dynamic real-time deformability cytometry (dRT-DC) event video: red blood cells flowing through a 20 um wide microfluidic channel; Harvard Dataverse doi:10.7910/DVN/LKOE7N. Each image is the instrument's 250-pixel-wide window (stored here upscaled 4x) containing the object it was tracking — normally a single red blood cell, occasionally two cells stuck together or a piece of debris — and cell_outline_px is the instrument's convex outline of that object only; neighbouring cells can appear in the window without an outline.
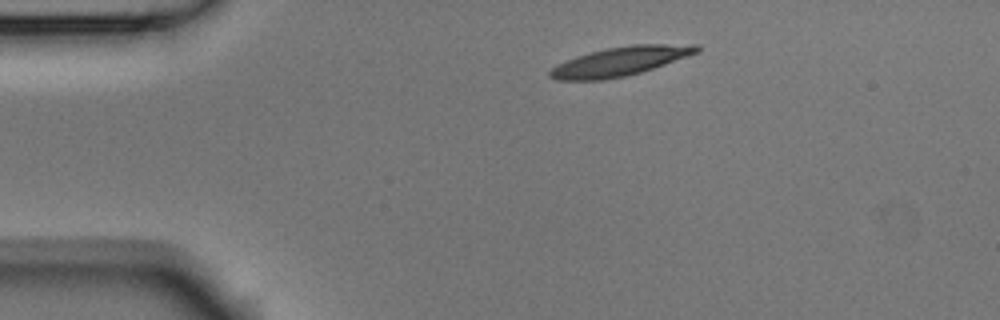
{"species": "Egyptian fruit bat (a non-hibernating species)", "species_latin": "Rousettus aegyptiacus", "temperature_condition": "room temperature", "stored_images_in_passage": 2, "camera_frame_rate_fps": 3000, "um_per_image_px": 0.085, "animal": {"sex": "male"}, "frame": {"image": 1, "passage_image": 1, "time_ms": 0.0, "image_size_px": [1000, 320], "cell_outline_px": [[700, 52], [640, 72], [624, 76], [604, 80], [556, 80], [548, 76], [548, 72], [556, 64], [576, 56], [608, 48], [632, 44], [700, 44]], "centroid_in_image_um": [52.71, 5.21], "position_along_channel_um": 32.3, "area_um2": 24.74}}